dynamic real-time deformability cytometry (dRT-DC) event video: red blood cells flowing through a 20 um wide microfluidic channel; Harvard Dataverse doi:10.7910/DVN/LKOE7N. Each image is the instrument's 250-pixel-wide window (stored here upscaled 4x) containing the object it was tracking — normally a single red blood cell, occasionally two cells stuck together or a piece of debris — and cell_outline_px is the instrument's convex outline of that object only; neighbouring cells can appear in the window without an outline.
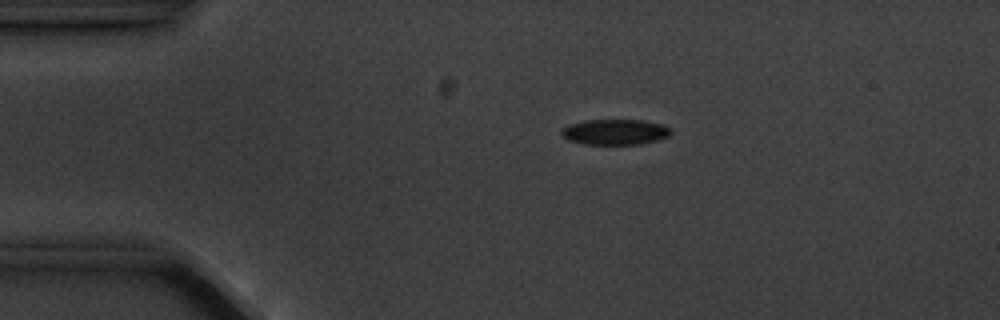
{"species": "common noctule bat (a hibernating species)", "species_latin": "Nyctalus noctula", "temperature_condition": "cold", "stored_images_in_passage": 5, "camera_frame_rate_fps": 3000, "um_per_image_px": 0.085, "animal": {"sex": "male", "body_mass_g": 20.1, "forearm_length_mm": 53.5}, "frame": {"image": 1, "passage_image": 3, "time_ms": 2.333, "image_size_px": [1000, 320], "cell_outline_px": [[672, 132], [668, 136], [656, 140], [640, 144], [584, 144], [568, 140], [560, 132], [568, 124], [584, 120], [640, 120], [660, 124], [668, 128]], "centroid_in_image_um": [52.24, 11.22], "position_along_channel_um": 32.8, "area_um2": 16.07}}